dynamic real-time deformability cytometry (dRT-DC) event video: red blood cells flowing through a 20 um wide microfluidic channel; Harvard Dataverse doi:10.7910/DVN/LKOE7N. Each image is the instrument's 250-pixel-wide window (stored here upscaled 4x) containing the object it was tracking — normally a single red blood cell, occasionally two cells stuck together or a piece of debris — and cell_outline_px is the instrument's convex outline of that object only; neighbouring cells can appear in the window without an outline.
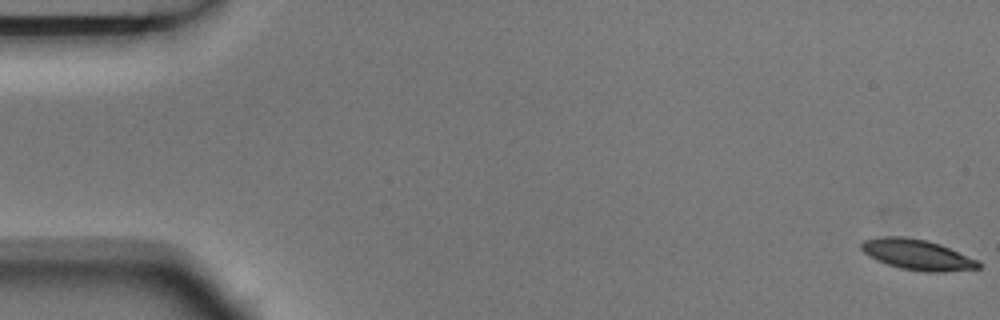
{"species": "Egyptian fruit bat (a non-hibernating species)", "species_latin": "Rousettus aegyptiacus", "temperature_condition": "room temperature", "stored_images_in_passage": 4, "camera_frame_rate_fps": 3000, "um_per_image_px": 0.085, "animal": {"sex": "male"}, "frame": {"image": 1, "passage_image": 1, "time_ms": 0.0, "image_size_px": [1000, 320], "cell_outline_px": [[984, 264], [980, 268], [944, 272], [924, 272], [900, 268], [876, 260], [864, 252], [860, 248], [860, 244], [864, 240], [880, 236], [904, 236], [928, 240], [940, 244], [980, 260]], "centroid_in_image_um": [78.02, 21.64], "position_along_channel_um": 7.0, "area_um2": 21.15}}
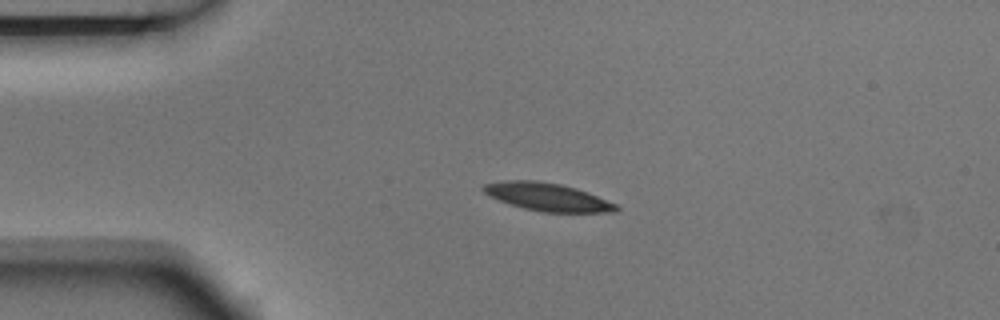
{"frame": {"image": 2, "passage_image": 4, "time_ms": 1.0, "image_size_px": [1000, 320], "cell_outline_px": [[620, 208], [616, 212], [544, 212], [524, 208], [488, 196], [480, 188], [484, 184], [504, 180], [536, 180], [560, 184], [576, 188], [588, 192], [620, 204]], "centroid_in_image_um": [46.58, 16.73], "position_along_channel_um": 38.4, "area_um2": 21.73}}